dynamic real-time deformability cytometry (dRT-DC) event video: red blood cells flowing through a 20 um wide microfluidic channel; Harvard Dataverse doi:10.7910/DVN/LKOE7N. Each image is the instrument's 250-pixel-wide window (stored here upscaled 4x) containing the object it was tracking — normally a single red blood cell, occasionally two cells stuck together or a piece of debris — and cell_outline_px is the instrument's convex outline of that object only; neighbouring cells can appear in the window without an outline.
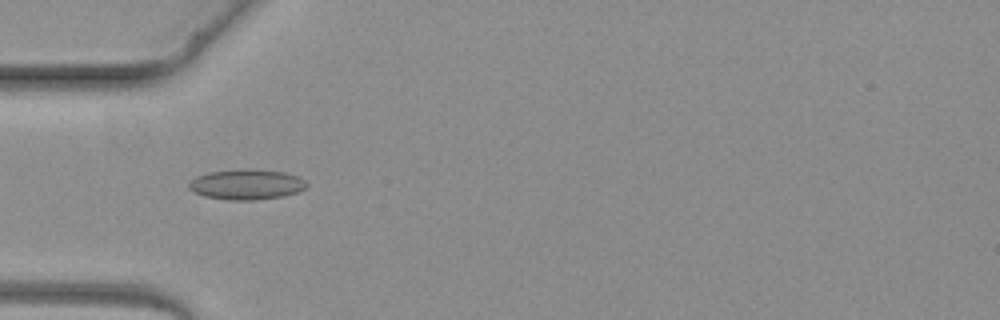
{"species": "common noctule bat (a hibernating species)", "species_latin": "Nyctalus noctula", "temperature_condition": "warm", "stored_images_in_passage": 1, "camera_frame_rate_fps": 3000, "um_per_image_px": 0.085, "animal": {"sex": "female", "body_mass_g": 19.3, "forearm_length_mm": 54.1}, "frame": {"image": 1, "passage_image": 1, "time_ms": 0.0, "image_size_px": [1000, 320], "cell_outline_px": [[308, 188], [300, 192], [284, 196], [256, 200], [228, 200], [204, 196], [192, 192], [188, 188], [188, 184], [196, 176], [208, 172], [244, 168], [248, 168], [284, 172], [296, 176], [304, 180], [308, 184]], "centroid_in_image_um": [20.96, 15.68], "position_along_channel_um": 64.0, "area_um2": 21.15}}